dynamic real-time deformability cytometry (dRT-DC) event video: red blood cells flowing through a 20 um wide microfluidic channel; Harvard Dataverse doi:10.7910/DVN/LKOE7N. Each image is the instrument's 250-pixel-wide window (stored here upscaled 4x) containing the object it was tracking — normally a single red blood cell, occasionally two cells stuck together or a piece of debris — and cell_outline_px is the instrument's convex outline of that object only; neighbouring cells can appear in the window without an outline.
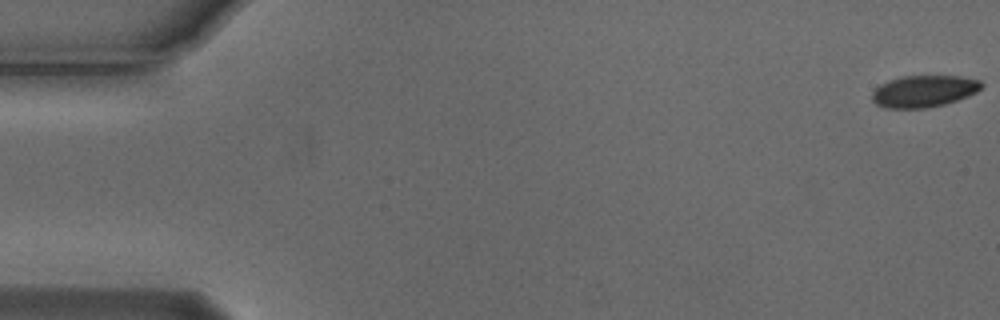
{"species": "Egyptian fruit bat (a non-hibernating species)", "species_latin": "Rousettus aegyptiacus", "temperature_condition": "cold", "stored_images_in_passage": 56, "camera_frame_rate_fps": 3000, "um_per_image_px": 0.085, "animal": {"sex": "male"}, "frame": {"image": 1, "passage_image": 1, "time_ms": 0.0, "image_size_px": [1000, 320], "cell_outline_px": [[984, 84], [976, 92], [968, 96], [944, 104], [928, 108], [884, 108], [876, 104], [872, 100], [872, 92], [880, 84], [888, 80], [900, 76], [960, 76], [980, 80]], "centroid_in_image_um": [78.51, 7.75], "position_along_channel_um": 6.5, "area_um2": 20.35}}
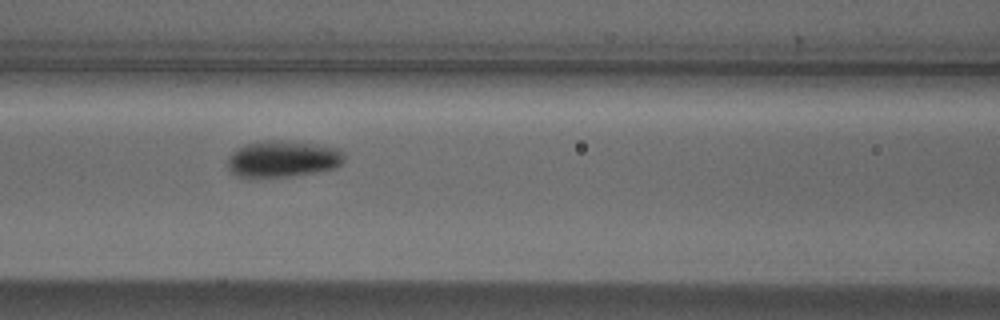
{"frame": {"image": 2, "passage_image": 24, "time_ms": 7.667, "image_size_px": [1000, 320], "cell_outline_px": [[344, 160], [336, 168], [316, 172], [288, 176], [248, 180], [236, 176], [228, 168], [228, 156], [236, 148], [248, 144], [268, 140], [280, 140], [316, 144], [340, 148], [344, 152]], "centroid_in_image_um": [24.0, 13.54], "position_along_channel_um": 142.6, "area_um2": 25.37}}
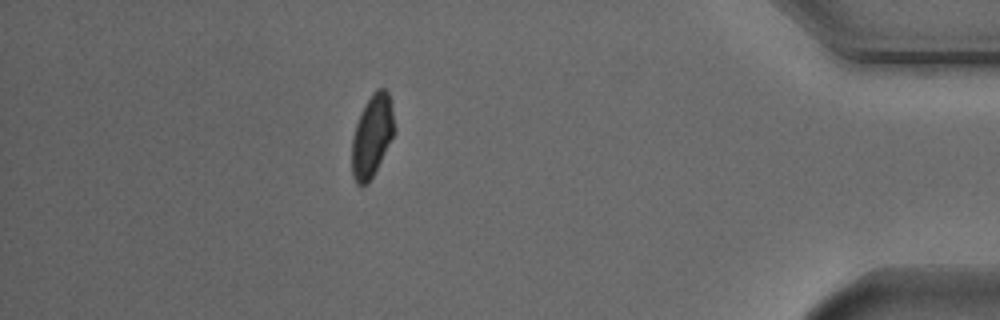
{"frame": {"image": 3, "passage_image": 49, "time_ms": 16.0, "image_size_px": [1000, 320], "cell_outline_px": [[396, 132], [368, 184], [356, 184], [352, 176], [352, 136], [356, 124], [364, 104], [372, 92], [376, 88], [384, 88], [388, 92], [392, 108], [396, 128]], "centroid_in_image_um": [31.63, 11.52], "position_along_channel_um": 403.6, "area_um2": 20.52}, "authors_computed_cell_mechanics": {"area_um2": 21.8195, "velocity_mm_per_s": 3.7157, "shape_relaxation_time_tau1_ms": 5.1672, "shape_relaxation_time_tau2_ms": null, "deformation_change_tau1": 0.1053, "deformation_change_tau2": null}}